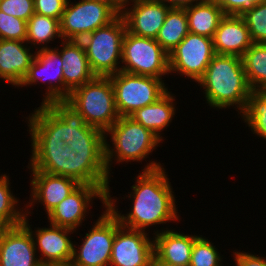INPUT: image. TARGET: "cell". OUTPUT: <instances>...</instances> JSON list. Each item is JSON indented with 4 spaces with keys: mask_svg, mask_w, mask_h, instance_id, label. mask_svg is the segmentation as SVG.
<instances>
[{
    "mask_svg": "<svg viewBox=\"0 0 266 266\" xmlns=\"http://www.w3.org/2000/svg\"><path fill=\"white\" fill-rule=\"evenodd\" d=\"M165 171L160 162L149 161L146 164L131 186L132 191L126 195L132 202L127 214L118 211L117 198L107 194V207L117 217L120 225L145 231L149 226L156 227L179 219L173 188Z\"/></svg>",
    "mask_w": 266,
    "mask_h": 266,
    "instance_id": "obj_1",
    "label": "cell"
},
{
    "mask_svg": "<svg viewBox=\"0 0 266 266\" xmlns=\"http://www.w3.org/2000/svg\"><path fill=\"white\" fill-rule=\"evenodd\" d=\"M31 152L28 169L67 176L79 184L99 186L110 193L109 175L105 155H81L62 139L53 137H31Z\"/></svg>",
    "mask_w": 266,
    "mask_h": 266,
    "instance_id": "obj_2",
    "label": "cell"
},
{
    "mask_svg": "<svg viewBox=\"0 0 266 266\" xmlns=\"http://www.w3.org/2000/svg\"><path fill=\"white\" fill-rule=\"evenodd\" d=\"M203 87L207 104L214 109L233 107L241 114L252 92L238 56L215 54L204 76L197 82Z\"/></svg>",
    "mask_w": 266,
    "mask_h": 266,
    "instance_id": "obj_3",
    "label": "cell"
},
{
    "mask_svg": "<svg viewBox=\"0 0 266 266\" xmlns=\"http://www.w3.org/2000/svg\"><path fill=\"white\" fill-rule=\"evenodd\" d=\"M104 136L105 165L109 175L113 160L118 164L124 161L142 162L157 149L160 142L163 143L154 133L130 116L119 117ZM107 136L110 137L112 146L107 142Z\"/></svg>",
    "mask_w": 266,
    "mask_h": 266,
    "instance_id": "obj_4",
    "label": "cell"
},
{
    "mask_svg": "<svg viewBox=\"0 0 266 266\" xmlns=\"http://www.w3.org/2000/svg\"><path fill=\"white\" fill-rule=\"evenodd\" d=\"M66 100L84 117L86 124L104 134L120 117L109 77L96 76L74 89Z\"/></svg>",
    "mask_w": 266,
    "mask_h": 266,
    "instance_id": "obj_5",
    "label": "cell"
},
{
    "mask_svg": "<svg viewBox=\"0 0 266 266\" xmlns=\"http://www.w3.org/2000/svg\"><path fill=\"white\" fill-rule=\"evenodd\" d=\"M125 32V21L119 15L110 24L96 29L81 40L89 66L96 76L108 77L121 71L120 59Z\"/></svg>",
    "mask_w": 266,
    "mask_h": 266,
    "instance_id": "obj_6",
    "label": "cell"
},
{
    "mask_svg": "<svg viewBox=\"0 0 266 266\" xmlns=\"http://www.w3.org/2000/svg\"><path fill=\"white\" fill-rule=\"evenodd\" d=\"M31 137H53L66 142L75 137V129L82 128L84 117L66 99L39 106L26 118Z\"/></svg>",
    "mask_w": 266,
    "mask_h": 266,
    "instance_id": "obj_7",
    "label": "cell"
},
{
    "mask_svg": "<svg viewBox=\"0 0 266 266\" xmlns=\"http://www.w3.org/2000/svg\"><path fill=\"white\" fill-rule=\"evenodd\" d=\"M121 71L163 79L169 70V54L154 39L126 30L122 41Z\"/></svg>",
    "mask_w": 266,
    "mask_h": 266,
    "instance_id": "obj_8",
    "label": "cell"
},
{
    "mask_svg": "<svg viewBox=\"0 0 266 266\" xmlns=\"http://www.w3.org/2000/svg\"><path fill=\"white\" fill-rule=\"evenodd\" d=\"M111 79L115 105L120 117L130 116L137 109L155 103L167 91L165 80L119 71Z\"/></svg>",
    "mask_w": 266,
    "mask_h": 266,
    "instance_id": "obj_9",
    "label": "cell"
},
{
    "mask_svg": "<svg viewBox=\"0 0 266 266\" xmlns=\"http://www.w3.org/2000/svg\"><path fill=\"white\" fill-rule=\"evenodd\" d=\"M118 16L111 6L97 0H80L75 4L68 0L60 20V33L63 40L81 41Z\"/></svg>",
    "mask_w": 266,
    "mask_h": 266,
    "instance_id": "obj_10",
    "label": "cell"
},
{
    "mask_svg": "<svg viewBox=\"0 0 266 266\" xmlns=\"http://www.w3.org/2000/svg\"><path fill=\"white\" fill-rule=\"evenodd\" d=\"M94 223L82 238L81 245L76 247L77 244H73L71 262L74 266H109L115 232L121 226L120 222L106 207Z\"/></svg>",
    "mask_w": 266,
    "mask_h": 266,
    "instance_id": "obj_11",
    "label": "cell"
},
{
    "mask_svg": "<svg viewBox=\"0 0 266 266\" xmlns=\"http://www.w3.org/2000/svg\"><path fill=\"white\" fill-rule=\"evenodd\" d=\"M215 55L213 39L207 36L188 33L169 53L170 74L178 73L196 83Z\"/></svg>",
    "mask_w": 266,
    "mask_h": 266,
    "instance_id": "obj_12",
    "label": "cell"
},
{
    "mask_svg": "<svg viewBox=\"0 0 266 266\" xmlns=\"http://www.w3.org/2000/svg\"><path fill=\"white\" fill-rule=\"evenodd\" d=\"M47 82L46 93L42 105L56 100H64L63 68L60 52L53 47L35 51V57L27 75L19 87L36 85Z\"/></svg>",
    "mask_w": 266,
    "mask_h": 266,
    "instance_id": "obj_13",
    "label": "cell"
},
{
    "mask_svg": "<svg viewBox=\"0 0 266 266\" xmlns=\"http://www.w3.org/2000/svg\"><path fill=\"white\" fill-rule=\"evenodd\" d=\"M94 198L100 199L104 209L107 207V194L99 186L80 184L47 214L50 224L77 231L88 216Z\"/></svg>",
    "mask_w": 266,
    "mask_h": 266,
    "instance_id": "obj_14",
    "label": "cell"
},
{
    "mask_svg": "<svg viewBox=\"0 0 266 266\" xmlns=\"http://www.w3.org/2000/svg\"><path fill=\"white\" fill-rule=\"evenodd\" d=\"M154 256V238L147 231L120 226L115 232L109 266H147Z\"/></svg>",
    "mask_w": 266,
    "mask_h": 266,
    "instance_id": "obj_15",
    "label": "cell"
},
{
    "mask_svg": "<svg viewBox=\"0 0 266 266\" xmlns=\"http://www.w3.org/2000/svg\"><path fill=\"white\" fill-rule=\"evenodd\" d=\"M30 212L29 209L25 210L23 224L30 230L36 252L38 254L40 252L38 259L41 265L71 261L74 242L70 240L69 235L75 231L53 224H50L49 228L38 227L35 231H32V224H29L30 219H28V216L32 214Z\"/></svg>",
    "mask_w": 266,
    "mask_h": 266,
    "instance_id": "obj_16",
    "label": "cell"
},
{
    "mask_svg": "<svg viewBox=\"0 0 266 266\" xmlns=\"http://www.w3.org/2000/svg\"><path fill=\"white\" fill-rule=\"evenodd\" d=\"M170 9L155 0H130L125 2L121 16L128 32L156 39Z\"/></svg>",
    "mask_w": 266,
    "mask_h": 266,
    "instance_id": "obj_17",
    "label": "cell"
},
{
    "mask_svg": "<svg viewBox=\"0 0 266 266\" xmlns=\"http://www.w3.org/2000/svg\"><path fill=\"white\" fill-rule=\"evenodd\" d=\"M30 230L23 224L0 232V266H41Z\"/></svg>",
    "mask_w": 266,
    "mask_h": 266,
    "instance_id": "obj_18",
    "label": "cell"
},
{
    "mask_svg": "<svg viewBox=\"0 0 266 266\" xmlns=\"http://www.w3.org/2000/svg\"><path fill=\"white\" fill-rule=\"evenodd\" d=\"M30 170L32 180H30L31 194L29 197H32L25 209L29 207L33 210L34 204L41 203L48 214L80 185L76 180L67 176L50 174L36 169Z\"/></svg>",
    "mask_w": 266,
    "mask_h": 266,
    "instance_id": "obj_19",
    "label": "cell"
},
{
    "mask_svg": "<svg viewBox=\"0 0 266 266\" xmlns=\"http://www.w3.org/2000/svg\"><path fill=\"white\" fill-rule=\"evenodd\" d=\"M61 49L55 48L60 52L63 68L64 99L70 93L84 83L92 81L96 75L92 72L84 45L81 41L61 40Z\"/></svg>",
    "mask_w": 266,
    "mask_h": 266,
    "instance_id": "obj_20",
    "label": "cell"
},
{
    "mask_svg": "<svg viewBox=\"0 0 266 266\" xmlns=\"http://www.w3.org/2000/svg\"><path fill=\"white\" fill-rule=\"evenodd\" d=\"M30 48L26 41L0 39V79L15 87L20 85L35 57Z\"/></svg>",
    "mask_w": 266,
    "mask_h": 266,
    "instance_id": "obj_21",
    "label": "cell"
},
{
    "mask_svg": "<svg viewBox=\"0 0 266 266\" xmlns=\"http://www.w3.org/2000/svg\"><path fill=\"white\" fill-rule=\"evenodd\" d=\"M212 39L215 54L240 58L254 43L243 18L234 15L222 18Z\"/></svg>",
    "mask_w": 266,
    "mask_h": 266,
    "instance_id": "obj_22",
    "label": "cell"
},
{
    "mask_svg": "<svg viewBox=\"0 0 266 266\" xmlns=\"http://www.w3.org/2000/svg\"><path fill=\"white\" fill-rule=\"evenodd\" d=\"M153 232L156 257L170 266H189L193 244L199 235L178 233L169 228Z\"/></svg>",
    "mask_w": 266,
    "mask_h": 266,
    "instance_id": "obj_23",
    "label": "cell"
},
{
    "mask_svg": "<svg viewBox=\"0 0 266 266\" xmlns=\"http://www.w3.org/2000/svg\"><path fill=\"white\" fill-rule=\"evenodd\" d=\"M169 90L160 97L155 103L144 106L133 112L130 117L136 122L154 133L161 141V133L166 127L170 126L176 114V96Z\"/></svg>",
    "mask_w": 266,
    "mask_h": 266,
    "instance_id": "obj_24",
    "label": "cell"
},
{
    "mask_svg": "<svg viewBox=\"0 0 266 266\" xmlns=\"http://www.w3.org/2000/svg\"><path fill=\"white\" fill-rule=\"evenodd\" d=\"M190 33L213 38L225 16L216 0H202L185 9Z\"/></svg>",
    "mask_w": 266,
    "mask_h": 266,
    "instance_id": "obj_25",
    "label": "cell"
},
{
    "mask_svg": "<svg viewBox=\"0 0 266 266\" xmlns=\"http://www.w3.org/2000/svg\"><path fill=\"white\" fill-rule=\"evenodd\" d=\"M241 59L251 90L266 91V43H253Z\"/></svg>",
    "mask_w": 266,
    "mask_h": 266,
    "instance_id": "obj_26",
    "label": "cell"
},
{
    "mask_svg": "<svg viewBox=\"0 0 266 266\" xmlns=\"http://www.w3.org/2000/svg\"><path fill=\"white\" fill-rule=\"evenodd\" d=\"M57 38L63 40L58 19L34 13L27 21L26 42L37 51L50 48L47 44Z\"/></svg>",
    "mask_w": 266,
    "mask_h": 266,
    "instance_id": "obj_27",
    "label": "cell"
},
{
    "mask_svg": "<svg viewBox=\"0 0 266 266\" xmlns=\"http://www.w3.org/2000/svg\"><path fill=\"white\" fill-rule=\"evenodd\" d=\"M188 33L185 9H170L155 40L169 54Z\"/></svg>",
    "mask_w": 266,
    "mask_h": 266,
    "instance_id": "obj_28",
    "label": "cell"
},
{
    "mask_svg": "<svg viewBox=\"0 0 266 266\" xmlns=\"http://www.w3.org/2000/svg\"><path fill=\"white\" fill-rule=\"evenodd\" d=\"M240 116L253 134L266 140V91H252Z\"/></svg>",
    "mask_w": 266,
    "mask_h": 266,
    "instance_id": "obj_29",
    "label": "cell"
},
{
    "mask_svg": "<svg viewBox=\"0 0 266 266\" xmlns=\"http://www.w3.org/2000/svg\"><path fill=\"white\" fill-rule=\"evenodd\" d=\"M76 154L105 155L104 133L88 124L75 129V137L65 142Z\"/></svg>",
    "mask_w": 266,
    "mask_h": 266,
    "instance_id": "obj_30",
    "label": "cell"
},
{
    "mask_svg": "<svg viewBox=\"0 0 266 266\" xmlns=\"http://www.w3.org/2000/svg\"><path fill=\"white\" fill-rule=\"evenodd\" d=\"M9 179L8 175L0 174V219L7 226H15L23 223L25 209H19L20 200L13 195Z\"/></svg>",
    "mask_w": 266,
    "mask_h": 266,
    "instance_id": "obj_31",
    "label": "cell"
},
{
    "mask_svg": "<svg viewBox=\"0 0 266 266\" xmlns=\"http://www.w3.org/2000/svg\"><path fill=\"white\" fill-rule=\"evenodd\" d=\"M217 250L210 240L200 235L193 244L189 266H222L223 257Z\"/></svg>",
    "mask_w": 266,
    "mask_h": 266,
    "instance_id": "obj_32",
    "label": "cell"
},
{
    "mask_svg": "<svg viewBox=\"0 0 266 266\" xmlns=\"http://www.w3.org/2000/svg\"><path fill=\"white\" fill-rule=\"evenodd\" d=\"M254 43H266V1L241 16Z\"/></svg>",
    "mask_w": 266,
    "mask_h": 266,
    "instance_id": "obj_33",
    "label": "cell"
},
{
    "mask_svg": "<svg viewBox=\"0 0 266 266\" xmlns=\"http://www.w3.org/2000/svg\"><path fill=\"white\" fill-rule=\"evenodd\" d=\"M27 22L0 11V39L26 41Z\"/></svg>",
    "mask_w": 266,
    "mask_h": 266,
    "instance_id": "obj_34",
    "label": "cell"
},
{
    "mask_svg": "<svg viewBox=\"0 0 266 266\" xmlns=\"http://www.w3.org/2000/svg\"><path fill=\"white\" fill-rule=\"evenodd\" d=\"M0 11L27 22L35 13L34 0H0Z\"/></svg>",
    "mask_w": 266,
    "mask_h": 266,
    "instance_id": "obj_35",
    "label": "cell"
},
{
    "mask_svg": "<svg viewBox=\"0 0 266 266\" xmlns=\"http://www.w3.org/2000/svg\"><path fill=\"white\" fill-rule=\"evenodd\" d=\"M225 15L242 16L266 0H216Z\"/></svg>",
    "mask_w": 266,
    "mask_h": 266,
    "instance_id": "obj_36",
    "label": "cell"
},
{
    "mask_svg": "<svg viewBox=\"0 0 266 266\" xmlns=\"http://www.w3.org/2000/svg\"><path fill=\"white\" fill-rule=\"evenodd\" d=\"M68 0H34L36 14L61 20Z\"/></svg>",
    "mask_w": 266,
    "mask_h": 266,
    "instance_id": "obj_37",
    "label": "cell"
},
{
    "mask_svg": "<svg viewBox=\"0 0 266 266\" xmlns=\"http://www.w3.org/2000/svg\"><path fill=\"white\" fill-rule=\"evenodd\" d=\"M233 255L236 266H266V257L244 251H235Z\"/></svg>",
    "mask_w": 266,
    "mask_h": 266,
    "instance_id": "obj_38",
    "label": "cell"
},
{
    "mask_svg": "<svg viewBox=\"0 0 266 266\" xmlns=\"http://www.w3.org/2000/svg\"><path fill=\"white\" fill-rule=\"evenodd\" d=\"M171 9H186L202 0H155Z\"/></svg>",
    "mask_w": 266,
    "mask_h": 266,
    "instance_id": "obj_39",
    "label": "cell"
},
{
    "mask_svg": "<svg viewBox=\"0 0 266 266\" xmlns=\"http://www.w3.org/2000/svg\"><path fill=\"white\" fill-rule=\"evenodd\" d=\"M111 6L119 15L122 14L125 2L124 0H97Z\"/></svg>",
    "mask_w": 266,
    "mask_h": 266,
    "instance_id": "obj_40",
    "label": "cell"
},
{
    "mask_svg": "<svg viewBox=\"0 0 266 266\" xmlns=\"http://www.w3.org/2000/svg\"><path fill=\"white\" fill-rule=\"evenodd\" d=\"M147 266H170L164 262H162L158 257L155 255L150 259Z\"/></svg>",
    "mask_w": 266,
    "mask_h": 266,
    "instance_id": "obj_41",
    "label": "cell"
},
{
    "mask_svg": "<svg viewBox=\"0 0 266 266\" xmlns=\"http://www.w3.org/2000/svg\"><path fill=\"white\" fill-rule=\"evenodd\" d=\"M43 266H74V264L69 261V262H65V263H49V264H45Z\"/></svg>",
    "mask_w": 266,
    "mask_h": 266,
    "instance_id": "obj_42",
    "label": "cell"
},
{
    "mask_svg": "<svg viewBox=\"0 0 266 266\" xmlns=\"http://www.w3.org/2000/svg\"><path fill=\"white\" fill-rule=\"evenodd\" d=\"M8 226L0 219V232L5 230Z\"/></svg>",
    "mask_w": 266,
    "mask_h": 266,
    "instance_id": "obj_43",
    "label": "cell"
}]
</instances>
